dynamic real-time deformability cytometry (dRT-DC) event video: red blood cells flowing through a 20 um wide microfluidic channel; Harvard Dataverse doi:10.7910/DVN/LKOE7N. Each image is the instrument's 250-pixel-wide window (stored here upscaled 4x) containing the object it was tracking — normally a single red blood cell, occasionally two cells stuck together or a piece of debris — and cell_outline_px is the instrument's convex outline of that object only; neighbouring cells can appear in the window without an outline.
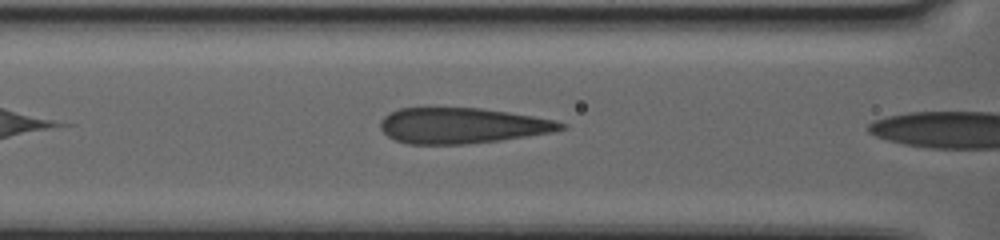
{"species": "human", "species_latin": "Homo sapiens", "temperature_condition": "warm", "stored_images_in_passage": 6, "camera_frame_rate_fps": 3000, "um_per_image_px": 0.085, "donor": {"sex": "female"}, "frame": {"image": 1, "passage_image": 4, "time_ms": 1.0, "image_size_px": [1000, 240], "cell_outline_px": [[568, 128], [552, 132], [500, 140], [464, 144], [408, 144], [396, 140], [388, 136], [380, 128], [380, 120], [388, 112], [400, 108], [480, 108], [508, 112], [556, 120], [568, 124]], "centroid_in_image_um": [39.28, 10.67], "position_along_channel_um": 127.3, "area_um2": 37.51}}